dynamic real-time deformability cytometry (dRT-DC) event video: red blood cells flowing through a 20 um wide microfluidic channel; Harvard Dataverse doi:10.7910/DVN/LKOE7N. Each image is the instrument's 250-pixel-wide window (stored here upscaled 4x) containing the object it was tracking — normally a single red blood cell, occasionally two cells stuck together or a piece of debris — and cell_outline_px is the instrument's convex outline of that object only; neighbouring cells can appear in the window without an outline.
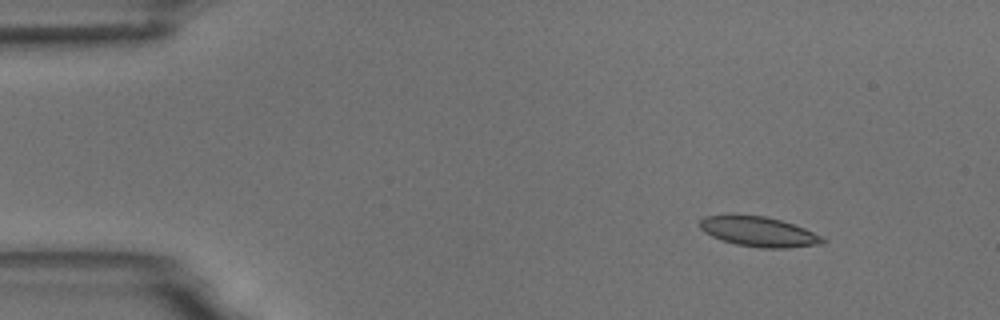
{"species": "common noctule bat (a hibernating species)", "species_latin": "Nyctalus noctula", "temperature_condition": "room temperature", "stored_images_in_passage": 5, "camera_frame_rate_fps": 3000, "um_per_image_px": 0.085, "animal": {"sex": "male", "body_mass_g": 18.8}, "frame": {"image": 1, "passage_image": 2, "time_ms": 1.333, "image_size_px": [1000, 320], "cell_outline_px": [[828, 240], [824, 244], [788, 248], [760, 248], [736, 244], [712, 236], [704, 232], [700, 228], [700, 220], [704, 216], [764, 216], [780, 220], [804, 228], [824, 236]], "centroid_in_image_um": [64.58, 19.72], "position_along_channel_um": 20.4, "area_um2": 21.21}}
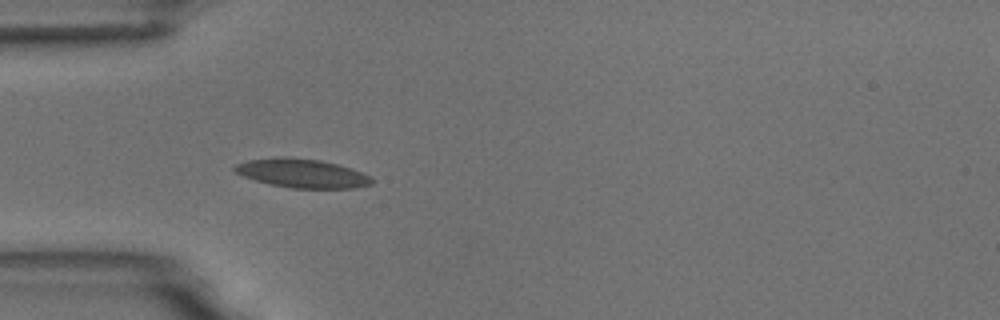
{"frame": {"image": 2, "passage_image": 5, "time_ms": 4.667, "image_size_px": [1000, 320], "cell_outline_px": [[372, 184], [352, 188], [292, 188], [268, 184], [244, 176], [236, 172], [232, 168], [236, 164], [248, 160], [320, 160], [352, 168], [368, 176], [372, 180]], "centroid_in_image_um": [25.72, 14.78], "position_along_channel_um": 59.3, "area_um2": 21.79}}